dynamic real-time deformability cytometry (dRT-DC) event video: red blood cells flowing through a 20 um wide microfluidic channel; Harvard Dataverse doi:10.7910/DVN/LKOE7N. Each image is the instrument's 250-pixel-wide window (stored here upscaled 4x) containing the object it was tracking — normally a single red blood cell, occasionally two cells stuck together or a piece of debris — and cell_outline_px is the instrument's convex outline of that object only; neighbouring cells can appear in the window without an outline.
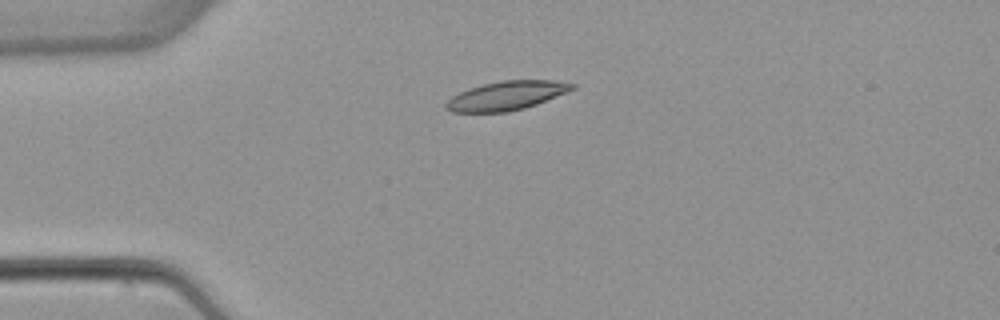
{"species": "common noctule bat (a hibernating species)", "species_latin": "Nyctalus noctula", "temperature_condition": "warm", "stored_images_in_passage": 5, "camera_frame_rate_fps": 3000, "um_per_image_px": 0.085, "animal": {"sex": "female", "body_mass_g": 22.7, "forearm_length_mm": 54.2}, "frame": {"image": 1, "passage_image": 4, "time_ms": 3.667, "image_size_px": [1000, 320], "cell_outline_px": [[576, 88], [568, 92], [536, 104], [524, 108], [508, 112], [452, 112], [444, 108], [444, 104], [452, 96], [468, 88], [500, 80], [556, 80], [576, 84]], "centroid_in_image_um": [43.06, 8.12], "position_along_channel_um": 41.9, "area_um2": 21.39}}